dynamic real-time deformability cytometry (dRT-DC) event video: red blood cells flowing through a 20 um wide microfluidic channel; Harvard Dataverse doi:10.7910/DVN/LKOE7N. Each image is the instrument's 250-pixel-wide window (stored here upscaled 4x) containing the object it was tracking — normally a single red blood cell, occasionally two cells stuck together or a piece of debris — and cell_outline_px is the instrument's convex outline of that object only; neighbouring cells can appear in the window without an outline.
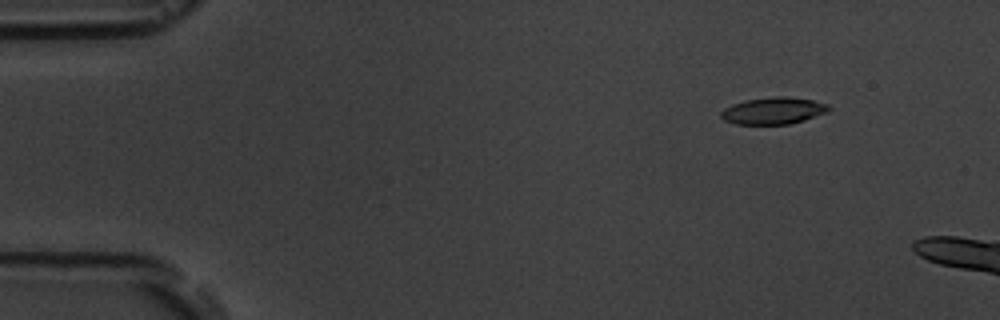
{"species": "common noctule bat (a hibernating species)", "species_latin": "Nyctalus noctula", "temperature_condition": "room temperature", "stored_images_in_passage": 4, "camera_frame_rate_fps": 3000, "um_per_image_px": 0.085, "animal": {"sex": "male", "body_mass_g": 19.5, "forearm_length_mm": 54.6}, "frame": {"image": 1, "passage_image": 2, "time_ms": 1.333, "image_size_px": [1000, 320], "cell_outline_px": [[832, 108], [828, 112], [804, 120], [788, 124], [736, 124], [724, 120], [720, 116], [720, 112], [724, 108], [732, 104], [744, 100], [776, 96], [788, 96], [812, 100], [828, 104]], "centroid_in_image_um": [65.74, 9.4], "position_along_channel_um": 19.3, "area_um2": 16.99}}